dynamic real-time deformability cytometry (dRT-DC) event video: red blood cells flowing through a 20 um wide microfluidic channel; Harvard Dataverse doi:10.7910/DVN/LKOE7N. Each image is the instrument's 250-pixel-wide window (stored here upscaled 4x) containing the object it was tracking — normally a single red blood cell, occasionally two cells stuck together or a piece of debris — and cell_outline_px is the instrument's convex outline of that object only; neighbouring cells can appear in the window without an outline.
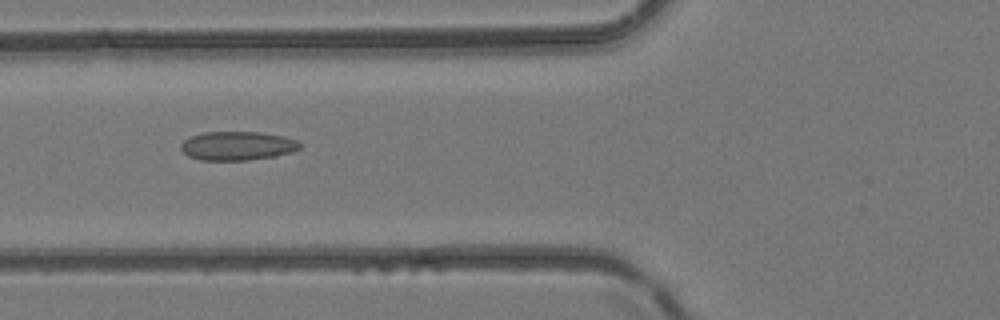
{"species": "common noctule bat (a hibernating species)", "species_latin": "Nyctalus noctula", "temperature_condition": "room temperature", "stored_images_in_passage": 5, "camera_frame_rate_fps": 3000, "um_per_image_px": 0.085, "animal": {"sex": "female", "body_mass_g": 24.6, "forearm_length_mm": 56.2}, "frame": {"image": 1, "passage_image": 5, "time_ms": 1.333, "image_size_px": [1000, 320], "cell_outline_px": [[304, 144], [300, 148], [292, 152], [276, 156], [248, 160], [200, 160], [188, 156], [180, 148], [180, 144], [184, 140], [192, 136], [204, 132], [260, 132], [284, 136], [296, 140]], "centroid_in_image_um": [20.21, 12.4], "position_along_channel_um": 105.6, "area_um2": 20.11}}